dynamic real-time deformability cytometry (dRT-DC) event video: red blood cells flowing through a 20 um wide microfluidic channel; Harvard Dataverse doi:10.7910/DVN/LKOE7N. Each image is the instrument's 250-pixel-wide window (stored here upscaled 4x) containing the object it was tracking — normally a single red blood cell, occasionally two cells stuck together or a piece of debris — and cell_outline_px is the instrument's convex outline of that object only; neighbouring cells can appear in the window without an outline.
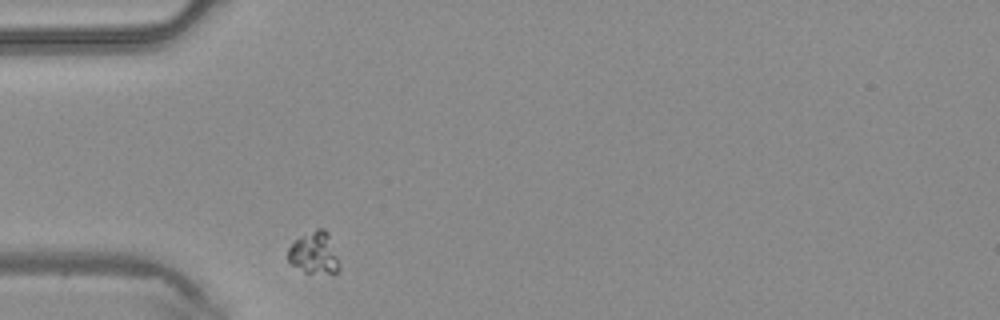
{"species": "common noctule bat (a hibernating species)", "species_latin": "Nyctalus noctula", "temperature_condition": "warm", "stored_images_in_passage": 27, "camera_frame_rate_fps": 3000, "um_per_image_px": 0.085, "animal": {"sex": "male", "body_mass_g": 20.4}, "frame": {"image": 1, "passage_image": 1, "time_ms": 0.0, "image_size_px": [1000, 320], "cell_outline_px": [[340, 268], [336, 272], [304, 272], [292, 264], [288, 260], [288, 248], [300, 236], [316, 228], [324, 228], [328, 232], [340, 264]], "centroid_in_image_um": [26.71, 21.47], "position_along_channel_um": 58.3, "area_um2": 12.37}}
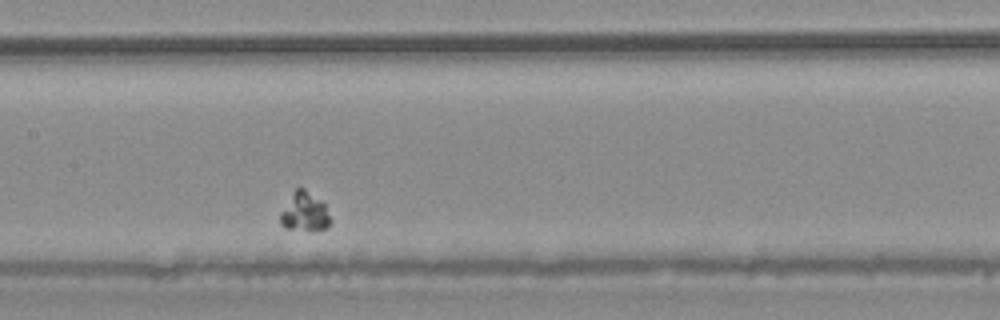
{"frame": {"image": 2, "passage_image": 11, "time_ms": 3.333, "image_size_px": [1000, 320], "cell_outline_px": [[332, 220], [328, 228], [312, 232], [284, 228], [280, 224], [280, 212], [292, 192], [296, 188], [304, 188], [320, 200], [324, 204]], "centroid_in_image_um": [25.89, 18.06], "position_along_channel_um": 181.5, "area_um2": 11.73}}
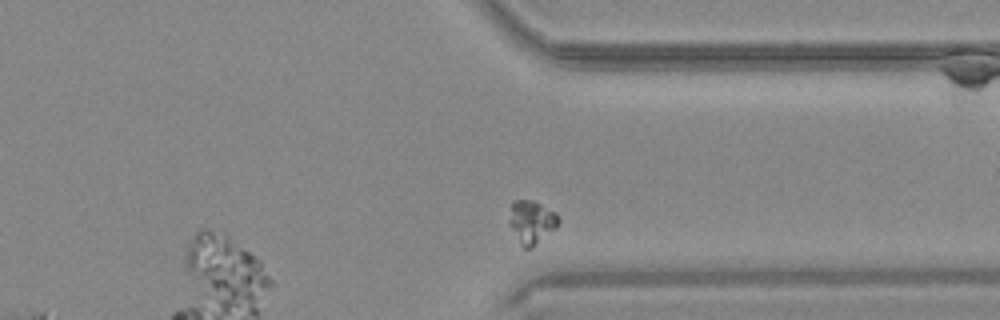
{"frame": {"image": 3, "passage_image": 25, "time_ms": 8.0, "image_size_px": [1000, 320], "cell_outline_px": [[560, 220], [556, 228], [532, 248], [524, 248], [520, 244], [508, 224], [512, 204], [516, 200], [532, 200], [556, 212]], "centroid_in_image_um": [45.19, 18.88], "position_along_channel_um": 366.2, "area_um2": 12.37}}